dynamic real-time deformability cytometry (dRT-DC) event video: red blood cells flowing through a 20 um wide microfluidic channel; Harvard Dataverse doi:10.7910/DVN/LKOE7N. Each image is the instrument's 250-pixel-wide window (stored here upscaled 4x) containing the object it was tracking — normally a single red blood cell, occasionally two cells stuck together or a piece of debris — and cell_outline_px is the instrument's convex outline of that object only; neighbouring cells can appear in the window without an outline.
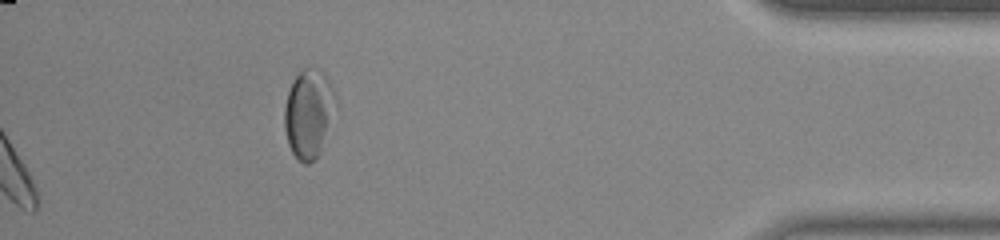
{"species": "common noctule bat (a hibernating species)", "species_latin": "Nyctalus noctula", "temperature_condition": "room temperature", "stored_images_in_passage": 39, "camera_frame_rate_fps": 3000, "um_per_image_px": 0.085, "animal": {"sex": "male", "body_mass_g": 20.0, "forearm_length_mm": 53.3}, "frame": {"image": 1, "passage_image": 39, "time_ms": 12.667, "image_size_px": [1000, 240], "cell_outline_px": [[336, 104], [320, 152], [308, 164], [304, 164], [292, 152], [288, 144], [284, 128], [284, 108], [288, 92], [296, 76], [304, 68], [316, 68], [328, 80], [336, 96]], "centroid_in_image_um": [26.22, 9.65], "position_along_channel_um": 409.0, "area_um2": 25.84}, "authors_computed_cell_mechanics": {"area_um2": 19.3052, "velocity_mm_per_s": 3.8254, "shape_relaxation_time_tau1_ms": 6.6445, "shape_relaxation_time_tau2_ms": 3.2406, "deformation_change_tau1": 0.1593, "deformation_change_tau2": 0.0712}}